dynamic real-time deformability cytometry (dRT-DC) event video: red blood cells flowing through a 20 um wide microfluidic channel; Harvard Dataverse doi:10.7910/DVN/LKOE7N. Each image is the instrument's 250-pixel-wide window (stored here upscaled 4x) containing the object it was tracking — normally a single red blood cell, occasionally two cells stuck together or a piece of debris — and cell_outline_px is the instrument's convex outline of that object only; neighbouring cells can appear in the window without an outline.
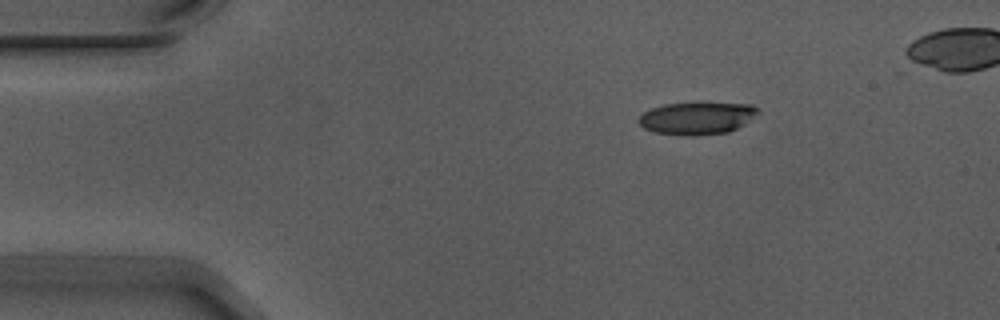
{"species": "Egyptian fruit bat (a non-hibernating species)", "species_latin": "Rousettus aegyptiacus", "temperature_condition": "warm", "stored_images_in_passage": 39, "camera_frame_rate_fps": 3000, "um_per_image_px": 0.085, "animal": {"sex": "male"}, "frame": {"image": 1, "passage_image": 1, "time_ms": 0.0, "image_size_px": [1000, 320], "cell_outline_px": [[756, 112], [748, 120], [736, 128], [728, 132], [688, 136], [656, 132], [644, 128], [636, 120], [644, 112], [652, 108], [664, 104], [752, 104], [756, 108]], "centroid_in_image_um": [59.16, 10.06], "position_along_channel_um": 25.8, "area_um2": 21.68}}
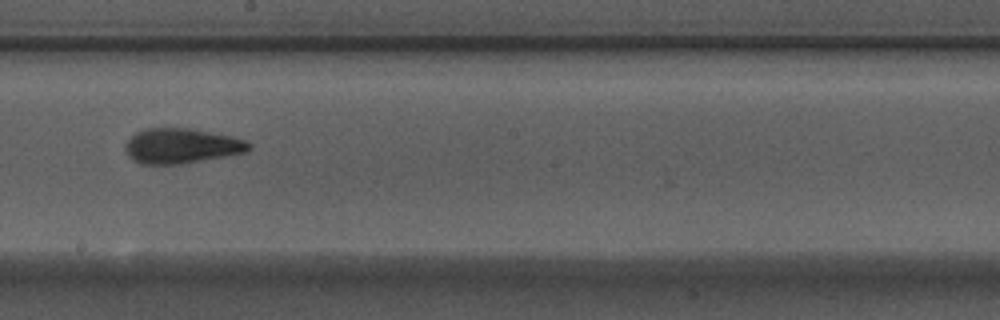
{"frame": {"image": 2, "passage_image": 23, "time_ms": 7.333, "image_size_px": [1000, 320], "cell_outline_px": [[252, 148], [244, 152], [184, 164], [140, 164], [132, 160], [128, 156], [124, 148], [128, 140], [136, 132], [144, 128], [188, 128], [232, 136], [244, 140], [252, 144]], "centroid_in_image_um": [15.4, 12.4], "position_along_channel_um": 232.8, "area_um2": 25.26}}
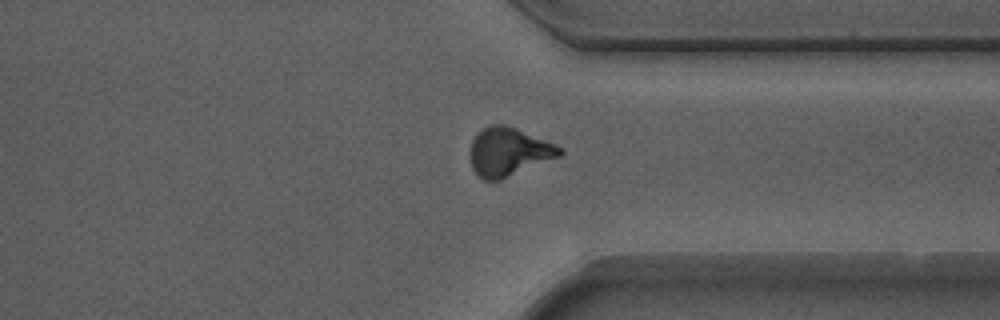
{"frame": {"image": 3, "passage_image": 34, "time_ms": 11.0, "image_size_px": [1000, 320], "cell_outline_px": [[564, 152], [560, 156], [500, 180], [484, 180], [472, 168], [472, 140], [488, 124], [504, 124], [516, 128], [556, 144], [564, 148]], "centroid_in_image_um": [43.28, 12.89], "position_along_channel_um": 368.1, "area_um2": 24.91}, "authors_computed_cell_mechanics": {"area_um2": 24.3338, "velocity_mm_per_s": 3.727, "shape_relaxation_time_tau1_ms": 5.0998, "shape_relaxation_time_tau2_ms": 1.9707, "deformation_change_tau1": 0.1998, "deformation_change_tau2": 0.0895}}